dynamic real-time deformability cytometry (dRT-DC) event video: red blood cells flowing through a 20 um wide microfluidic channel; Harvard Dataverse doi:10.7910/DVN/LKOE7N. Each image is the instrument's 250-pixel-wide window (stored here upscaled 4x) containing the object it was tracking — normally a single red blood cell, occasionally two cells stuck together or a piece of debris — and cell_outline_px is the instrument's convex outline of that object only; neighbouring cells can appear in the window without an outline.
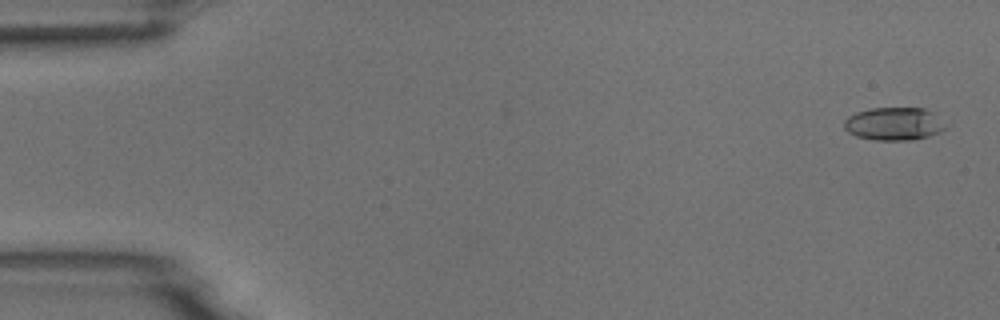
{"species": "common noctule bat (a hibernating species)", "species_latin": "Nyctalus noctula", "temperature_condition": "room temperature", "stored_images_in_passage": 5, "camera_frame_rate_fps": 3000, "um_per_image_px": 0.085, "animal": {"sex": "male", "body_mass_g": 18.8}, "frame": {"image": 1, "passage_image": 1, "time_ms": 0.0, "image_size_px": [1000, 320], "cell_outline_px": [[948, 124], [940, 132], [928, 136], [912, 140], [876, 140], [856, 136], [848, 132], [844, 128], [844, 120], [848, 116], [856, 112], [872, 108], [924, 108], [936, 112]], "centroid_in_image_um": [76.03, 10.51], "position_along_channel_um": 9.0, "area_um2": 19.77}}
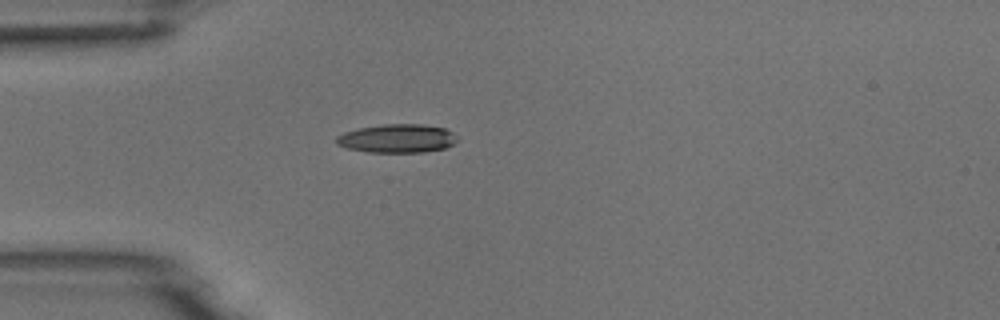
{"frame": {"image": 2, "passage_image": 5, "time_ms": 4.333, "image_size_px": [1000, 320], "cell_outline_px": [[460, 140], [444, 148], [424, 152], [368, 152], [348, 148], [336, 144], [336, 136], [344, 132], [360, 128], [380, 124], [420, 124], [444, 128], [452, 132]], "centroid_in_image_um": [33.76, 11.76], "position_along_channel_um": 51.2, "area_um2": 20.11}}